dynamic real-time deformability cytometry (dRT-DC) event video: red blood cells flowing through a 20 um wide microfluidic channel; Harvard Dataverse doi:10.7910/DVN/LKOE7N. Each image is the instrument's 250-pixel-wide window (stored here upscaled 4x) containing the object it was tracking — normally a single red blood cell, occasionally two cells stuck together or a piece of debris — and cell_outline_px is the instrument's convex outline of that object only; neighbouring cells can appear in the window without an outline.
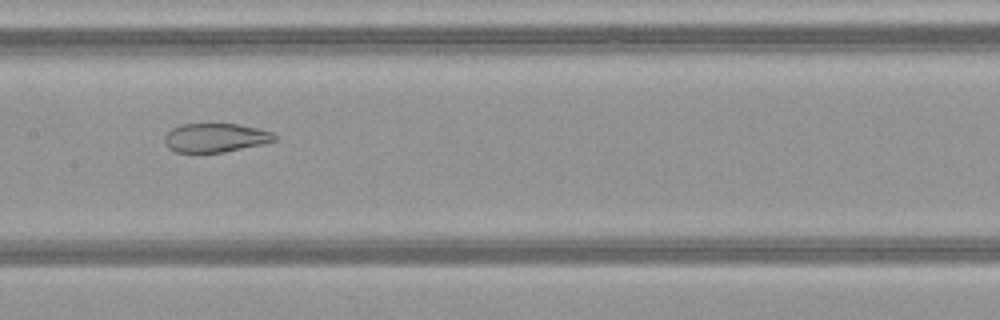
{"species": "common noctule bat (a hibernating species)", "species_latin": "Nyctalus noctula", "temperature_condition": "warm", "stored_images_in_passage": 50, "camera_frame_rate_fps": 3000, "um_per_image_px": 0.085, "animal": {"sex": "female", "body_mass_g": 21.9}, "frame": {"image": 1, "passage_image": 26, "time_ms": 8.333, "image_size_px": [1000, 320], "cell_outline_px": [[276, 140], [260, 144], [224, 152], [176, 152], [168, 148], [164, 144], [164, 136], [172, 128], [180, 124], [240, 124], [272, 132], [276, 136]], "centroid_in_image_um": [18.26, 11.7], "position_along_channel_um": 189.1, "area_um2": 18.38}}
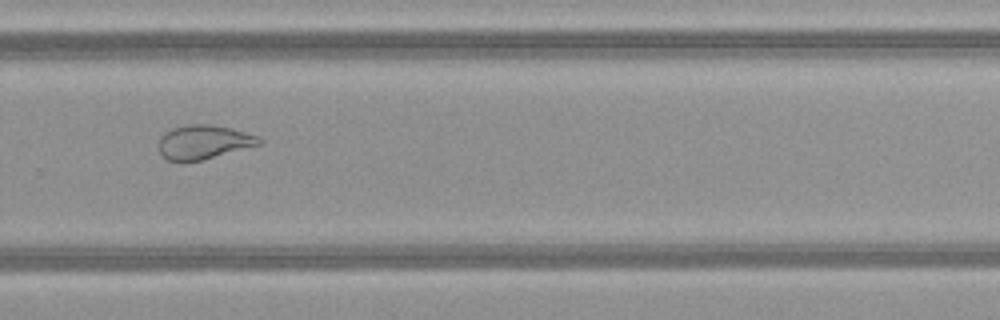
{"frame": {"image": 2, "passage_image": 35, "time_ms": 11.333, "image_size_px": [1000, 320], "cell_outline_px": [[264, 140], [260, 144], [200, 160], [184, 164], [168, 160], [160, 152], [160, 136], [164, 132], [172, 128], [188, 124], [208, 124], [232, 128], [260, 136]], "centroid_in_image_um": [17.3, 12.08], "position_along_channel_um": 312.5, "area_um2": 20.06}}
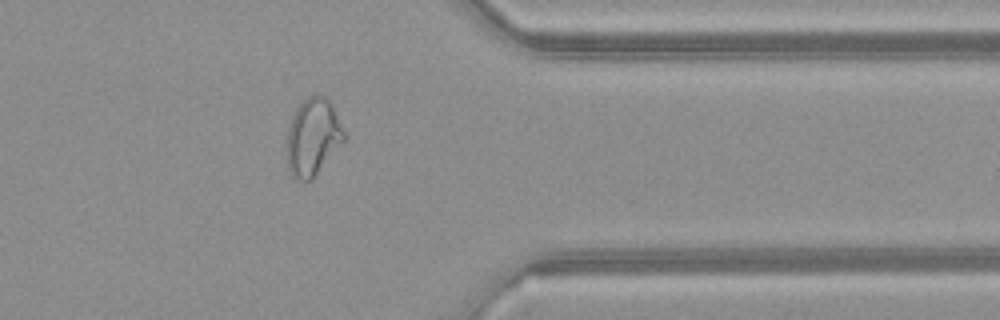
{"frame": {"image": 3, "passage_image": 41, "time_ms": 13.333, "image_size_px": [1000, 320], "cell_outline_px": [[348, 136], [312, 180], [296, 180], [288, 172], [288, 128], [292, 116], [300, 100], [316, 92], [332, 100]], "centroid_in_image_um": [26.64, 11.58], "position_along_channel_um": 384.8, "area_um2": 26.47}, "authors_computed_cell_mechanics": {"area_um2": 27.7729, "velocity_mm_per_s": 4.1405, "shape_relaxation_time_tau1_ms": null, "shape_relaxation_time_tau2_ms": 1.3873, "deformation_change_tau1": null, "deformation_change_tau2": 0.0882}}